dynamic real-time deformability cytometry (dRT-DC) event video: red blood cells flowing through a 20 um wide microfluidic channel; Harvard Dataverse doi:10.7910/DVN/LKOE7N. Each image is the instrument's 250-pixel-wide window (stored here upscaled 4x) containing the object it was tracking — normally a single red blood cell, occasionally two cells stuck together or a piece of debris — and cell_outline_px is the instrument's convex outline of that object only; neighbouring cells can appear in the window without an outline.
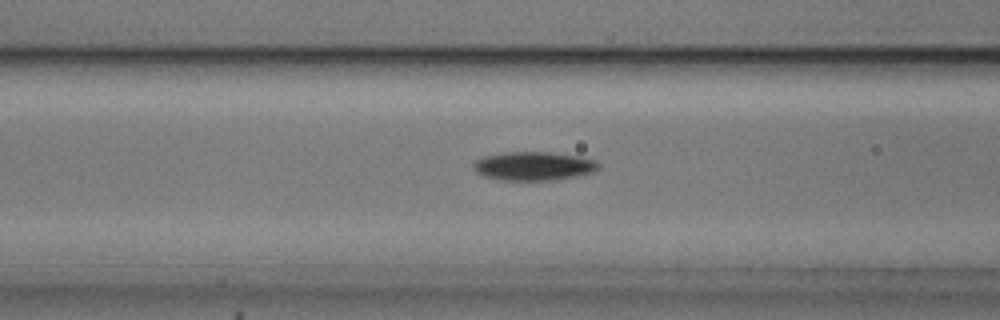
{"species": "common noctule bat (a hibernating species)", "species_latin": "Nyctalus noctula", "temperature_condition": "cold", "stored_images_in_passage": 54, "camera_frame_rate_fps": 3000, "um_per_image_px": 0.085, "animal": {"sex": "male", "body_mass_g": 20.5, "forearm_length_mm": 52.5}, "frame": {"image": 1, "passage_image": 21, "time_ms": 6.667, "image_size_px": [1000, 320], "cell_outline_px": [[600, 168], [592, 172], [576, 176], [556, 180], [500, 180], [484, 176], [476, 172], [472, 168], [472, 164], [480, 156], [504, 152], [552, 152], [580, 156], [596, 160], [600, 164]], "centroid_in_image_um": [45.34, 14.1], "position_along_channel_um": 121.3, "area_um2": 21.27}}
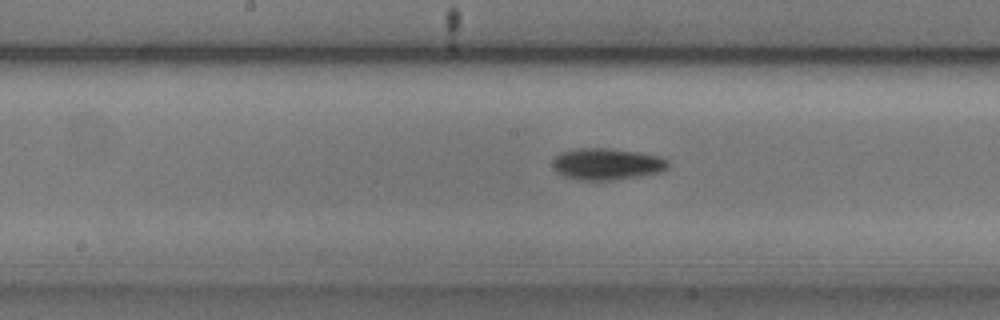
{"frame": {"image": 2, "passage_image": 27, "time_ms": 8.667, "image_size_px": [1000, 320], "cell_outline_px": [[668, 168], [664, 172], [616, 180], [580, 180], [564, 176], [556, 172], [552, 168], [552, 160], [560, 152], [576, 148], [612, 148], [640, 152], [660, 156], [668, 160]], "centroid_in_image_um": [51.59, 13.94], "position_along_channel_um": 196.6, "area_um2": 21.73}}
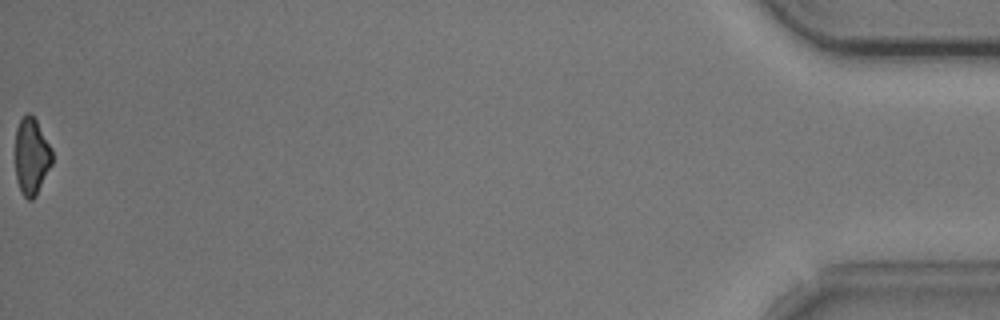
{"frame": {"image": 3, "passage_image": 54, "time_ms": 17.667, "image_size_px": [1000, 320], "cell_outline_px": [[52, 164], [36, 196], [32, 200], [28, 200], [20, 192], [16, 180], [16, 128], [20, 120], [28, 112], [36, 120], [52, 148]], "centroid_in_image_um": [2.68, 13.32], "position_along_channel_um": 432.5, "area_um2": 16.53}, "authors_computed_cell_mechanics": {"area_um2": 19.4208, "velocity_mm_per_s": 3.7503, "shape_relaxation_time_tau1_ms": 2.1348, "shape_relaxation_time_tau2_ms": null, "deformation_change_tau1": 0.0845, "deformation_change_tau2": null}}